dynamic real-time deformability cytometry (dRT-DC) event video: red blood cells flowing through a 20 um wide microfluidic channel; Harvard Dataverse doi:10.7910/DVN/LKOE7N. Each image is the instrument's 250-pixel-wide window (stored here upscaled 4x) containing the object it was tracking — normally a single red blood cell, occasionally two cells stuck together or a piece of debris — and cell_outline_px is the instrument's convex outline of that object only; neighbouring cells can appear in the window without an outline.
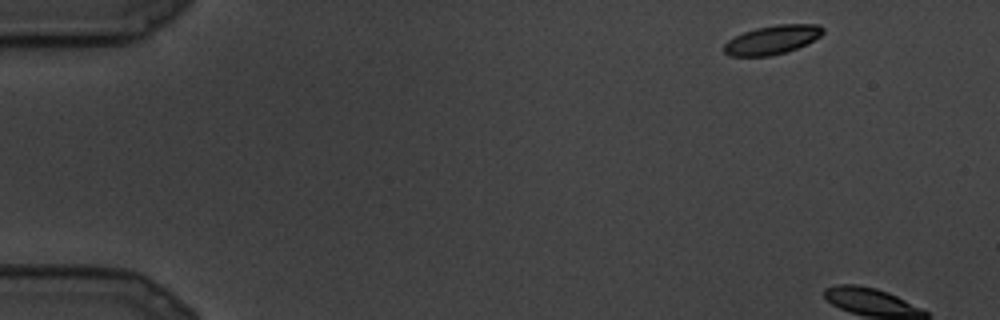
{"species": "common noctule bat (a hibernating species)", "species_latin": "Nyctalus noctula", "temperature_condition": "cold", "stored_images_in_passage": 3, "camera_frame_rate_fps": 3000, "um_per_image_px": 0.085, "animal": {"sex": "male", "body_mass_g": 19.5, "forearm_length_mm": 54.6}, "frame": {"image": 1, "passage_image": 1, "time_ms": 0.0, "image_size_px": [1000, 320], "cell_outline_px": [[824, 32], [820, 36], [796, 48], [784, 52], [768, 56], [728, 56], [724, 52], [724, 44], [728, 40], [744, 32], [756, 28], [776, 24], [820, 24], [824, 28]], "centroid_in_image_um": [65.63, 3.37], "position_along_channel_um": 19.4, "area_um2": 16.47}}